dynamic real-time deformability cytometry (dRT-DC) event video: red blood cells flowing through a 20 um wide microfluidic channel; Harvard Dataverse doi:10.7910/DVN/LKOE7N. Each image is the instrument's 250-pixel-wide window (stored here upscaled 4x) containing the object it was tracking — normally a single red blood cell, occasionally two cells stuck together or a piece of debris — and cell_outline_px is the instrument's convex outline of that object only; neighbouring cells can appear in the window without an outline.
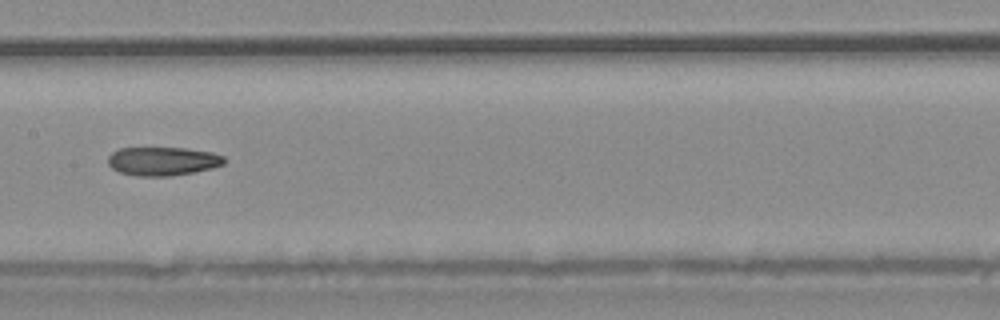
{"species": "common noctule bat (a hibernating species)", "species_latin": "Nyctalus noctula", "temperature_condition": "warm", "stored_images_in_passage": 8, "camera_frame_rate_fps": 3000, "um_per_image_px": 0.085, "animal": {"sex": "male", "body_mass_g": 20.4}, "frame": {"image": 1, "passage_image": 8, "time_ms": 2.333, "image_size_px": [1000, 320], "cell_outline_px": [[224, 164], [212, 168], [192, 172], [168, 176], [136, 176], [120, 172], [112, 168], [108, 164], [108, 156], [112, 152], [120, 148], [184, 148], [212, 152], [224, 156]], "centroid_in_image_um": [13.81, 13.7], "position_along_channel_um": 193.6, "area_um2": 19.31}}